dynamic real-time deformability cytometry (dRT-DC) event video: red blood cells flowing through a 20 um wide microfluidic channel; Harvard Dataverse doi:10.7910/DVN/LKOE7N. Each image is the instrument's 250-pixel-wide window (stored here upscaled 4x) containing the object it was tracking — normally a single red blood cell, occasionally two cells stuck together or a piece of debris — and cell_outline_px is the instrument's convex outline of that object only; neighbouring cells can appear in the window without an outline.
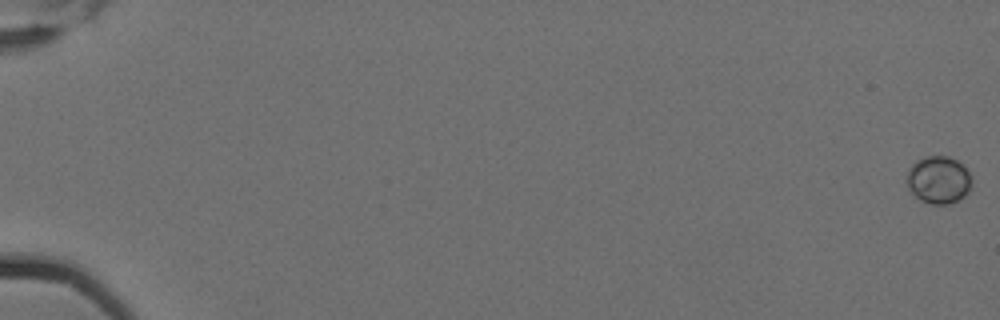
{"species": "Egyptian fruit bat (a non-hibernating species)", "species_latin": "Rousettus aegyptiacus", "temperature_condition": "cold", "stored_images_in_passage": 6, "camera_frame_rate_fps": 3000, "um_per_image_px": 0.085, "animal": {"sex": "female"}, "frame": {"image": 1, "passage_image": 1, "time_ms": 0.0, "image_size_px": [1000, 320], "cell_outline_px": [[972, 184], [968, 192], [964, 196], [948, 204], [932, 204], [920, 200], [908, 188], [908, 168], [916, 160], [928, 156], [948, 156], [956, 160], [972, 176]], "centroid_in_image_um": [79.78, 15.28], "position_along_channel_um": 5.2, "area_um2": 17.8}}